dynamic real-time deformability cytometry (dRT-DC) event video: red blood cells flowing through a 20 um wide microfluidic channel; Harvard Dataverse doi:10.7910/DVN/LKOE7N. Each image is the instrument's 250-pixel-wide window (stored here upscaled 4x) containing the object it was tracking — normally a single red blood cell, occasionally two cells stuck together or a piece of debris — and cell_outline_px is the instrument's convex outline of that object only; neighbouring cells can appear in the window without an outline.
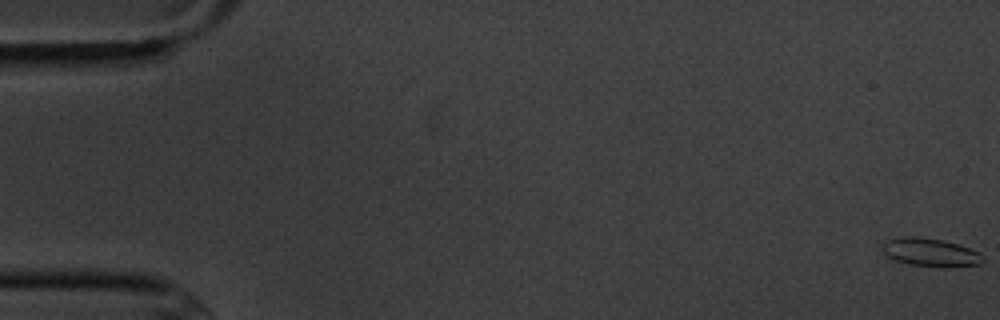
{"species": "common noctule bat (a hibernating species)", "species_latin": "Nyctalus noctula", "temperature_condition": "cold", "stored_images_in_passage": 6, "camera_frame_rate_fps": 3000, "um_per_image_px": 0.085, "animal": {"sex": "male", "body_mass_g": 20.1, "forearm_length_mm": 53.5}, "frame": {"image": 1, "passage_image": 1, "time_ms": 0.0, "image_size_px": [1000, 320], "cell_outline_px": [[984, 260], [980, 264], [940, 268], [908, 264], [896, 260], [888, 256], [880, 248], [880, 244], [888, 240], [904, 236], [912, 236], [944, 240], [980, 252], [984, 256]], "centroid_in_image_um": [79.08, 21.46], "position_along_channel_um": 5.9, "area_um2": 16.65}}